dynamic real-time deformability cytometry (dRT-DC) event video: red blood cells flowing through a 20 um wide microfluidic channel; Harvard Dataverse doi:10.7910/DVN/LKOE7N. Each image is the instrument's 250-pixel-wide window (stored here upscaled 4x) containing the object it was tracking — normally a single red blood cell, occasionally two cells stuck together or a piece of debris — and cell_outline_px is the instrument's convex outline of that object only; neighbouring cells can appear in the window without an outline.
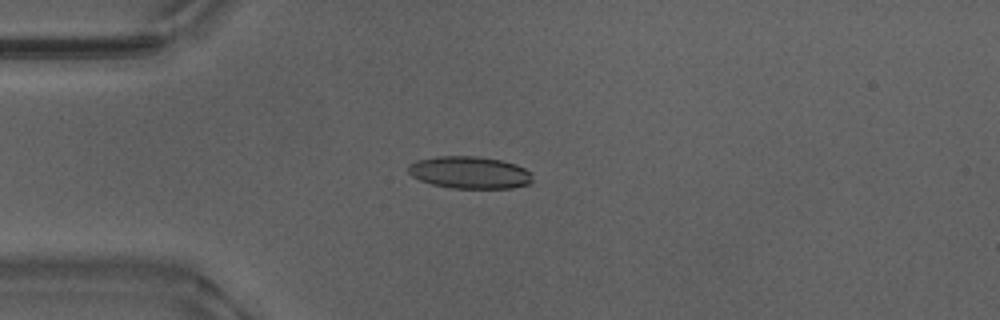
{"species": "Egyptian fruit bat (a non-hibernating species)", "species_latin": "Rousettus aegyptiacus", "temperature_condition": "warm", "stored_images_in_passage": 48, "camera_frame_rate_fps": 3000, "um_per_image_px": 0.085, "animal": {"sex": "male"}, "frame": {"image": 1, "passage_image": 9, "time_ms": 2.667, "image_size_px": [1000, 320], "cell_outline_px": [[532, 180], [528, 184], [512, 188], [452, 188], [432, 184], [420, 180], [412, 176], [408, 172], [408, 164], [416, 160], [436, 156], [476, 156], [500, 160], [516, 164], [532, 172]], "centroid_in_image_um": [39.91, 14.66], "position_along_channel_um": 45.1, "area_um2": 23.41}}
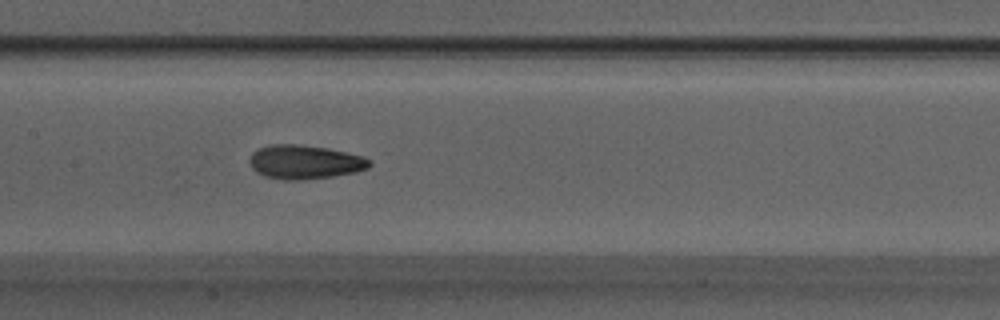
{"frame": {"image": 2, "passage_image": 21, "time_ms": 6.667, "image_size_px": [1000, 320], "cell_outline_px": [[372, 164], [368, 168], [356, 172], [332, 176], [304, 180], [284, 180], [264, 176], [256, 172], [252, 168], [248, 160], [252, 152], [268, 144], [296, 144], [328, 148], [364, 156], [372, 160]], "centroid_in_image_um": [25.91, 13.77], "position_along_channel_um": 181.5, "area_um2": 23.99}}
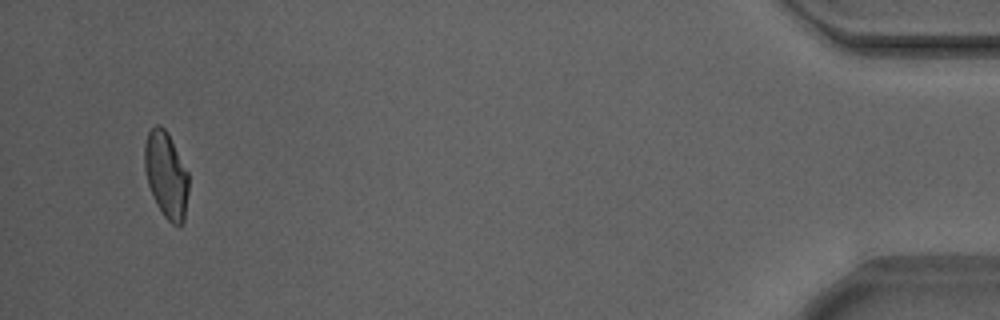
{"frame": {"image": 3, "passage_image": 46, "time_ms": 15.0, "image_size_px": [1000, 320], "cell_outline_px": [[188, 192], [184, 220], [180, 224], [172, 224], [164, 216], [156, 204], [152, 196], [148, 184], [144, 168], [144, 144], [148, 132], [156, 124], [160, 124], [164, 128], [188, 172]], "centroid_in_image_um": [14.1, 14.87], "position_along_channel_um": 421.1, "area_um2": 21.91}, "authors_computed_cell_mechanics": {"area_um2": 22.7154, "velocity_mm_per_s": 3.8733, "shape_relaxation_time_tau1_ms": 7.037, "shape_relaxation_time_tau2_ms": 1.7982, "deformation_change_tau1": 0.199, "deformation_change_tau2": 0.0816}}